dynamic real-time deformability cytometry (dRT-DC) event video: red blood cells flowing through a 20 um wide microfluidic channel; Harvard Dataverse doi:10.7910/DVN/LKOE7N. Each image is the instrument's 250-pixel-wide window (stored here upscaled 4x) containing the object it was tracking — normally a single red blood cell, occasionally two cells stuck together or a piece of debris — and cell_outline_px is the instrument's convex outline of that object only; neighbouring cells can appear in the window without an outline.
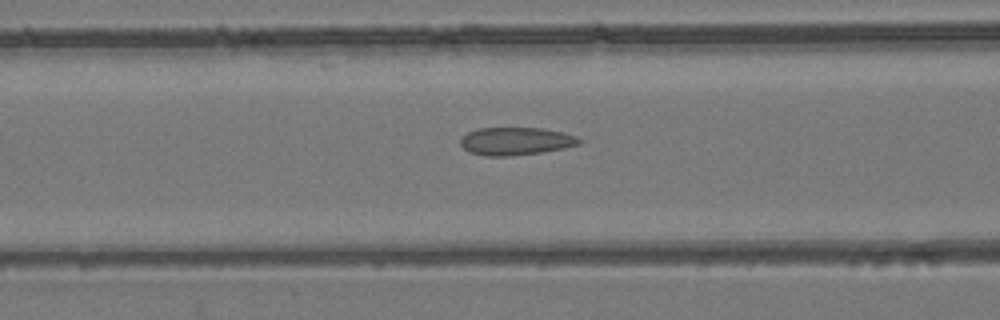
{"species": "common noctule bat (a hibernating species)", "species_latin": "Nyctalus noctula", "temperature_condition": "room temperature", "stored_images_in_passage": 52, "camera_frame_rate_fps": 3000, "um_per_image_px": 0.085, "animal": {"sex": "female", "body_mass_g": 24.6, "forearm_length_mm": 56.2}, "frame": {"image": 1, "passage_image": 22, "time_ms": 7.0, "image_size_px": [1000, 320], "cell_outline_px": [[584, 140], [580, 144], [564, 148], [540, 152], [512, 156], [484, 156], [468, 152], [460, 144], [460, 140], [468, 132], [480, 128], [544, 128], [576, 136]], "centroid_in_image_um": [43.85, 12.01], "position_along_channel_um": 122.8, "area_um2": 19.25}}
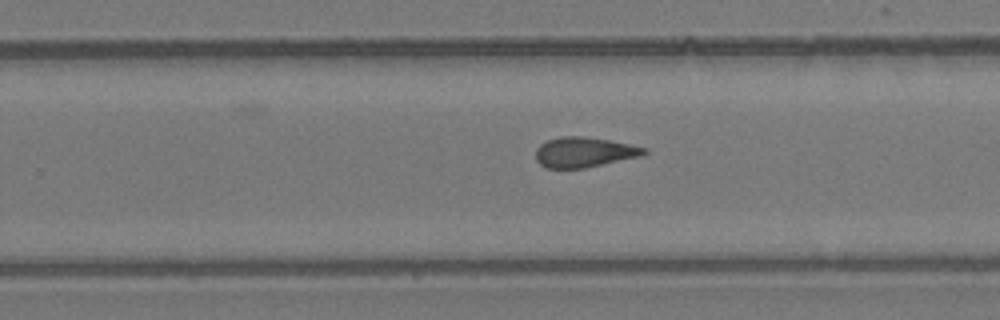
{"frame": {"image": 2, "passage_image": 34, "time_ms": 11.0, "image_size_px": [1000, 320], "cell_outline_px": [[648, 152], [640, 156], [584, 168], [544, 168], [536, 160], [536, 148], [540, 144], [548, 140], [560, 136], [584, 136], [608, 140], [648, 148]], "centroid_in_image_um": [49.62, 12.93], "position_along_channel_um": 280.2, "area_um2": 18.96}}
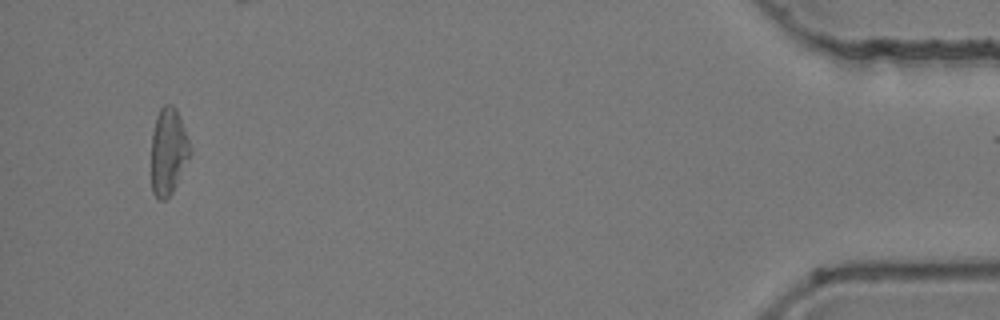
{"frame": {"image": 3, "passage_image": 51, "time_ms": 16.667, "image_size_px": [1000, 320], "cell_outline_px": [[192, 152], [172, 192], [164, 200], [156, 200], [152, 192], [152, 132], [156, 116], [160, 108], [164, 104], [172, 104], [176, 108], [192, 148]], "centroid_in_image_um": [14.31, 12.86], "position_along_channel_um": 420.9, "area_um2": 19.65}}